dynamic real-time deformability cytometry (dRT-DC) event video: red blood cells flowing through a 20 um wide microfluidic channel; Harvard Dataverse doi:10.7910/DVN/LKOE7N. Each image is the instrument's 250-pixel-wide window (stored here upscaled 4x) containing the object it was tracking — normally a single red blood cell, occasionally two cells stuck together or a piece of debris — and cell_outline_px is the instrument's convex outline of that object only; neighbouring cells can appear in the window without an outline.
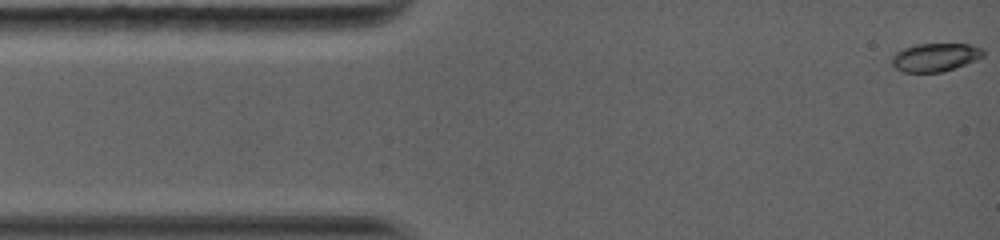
{"species": "common noctule bat (a hibernating species)", "species_latin": "Nyctalus noctula", "temperature_condition": "warm", "stored_images_in_passage": 7, "camera_frame_rate_fps": 5000, "um_per_image_px": 0.085, "animal": {"sex": "female", "body_mass_g": 19.0, "forearm_length_mm": 56.7}, "frame": {"image": 1, "passage_image": 1, "time_ms": 0.0, "image_size_px": [1000, 240], "cell_outline_px": [[984, 56], [976, 60], [940, 72], [904, 72], [896, 68], [892, 64], [892, 56], [896, 52], [904, 48], [916, 44], [972, 44], [984, 48]], "centroid_in_image_um": [79.51, 4.85], "position_along_channel_um": 5.5, "area_um2": 14.97}}